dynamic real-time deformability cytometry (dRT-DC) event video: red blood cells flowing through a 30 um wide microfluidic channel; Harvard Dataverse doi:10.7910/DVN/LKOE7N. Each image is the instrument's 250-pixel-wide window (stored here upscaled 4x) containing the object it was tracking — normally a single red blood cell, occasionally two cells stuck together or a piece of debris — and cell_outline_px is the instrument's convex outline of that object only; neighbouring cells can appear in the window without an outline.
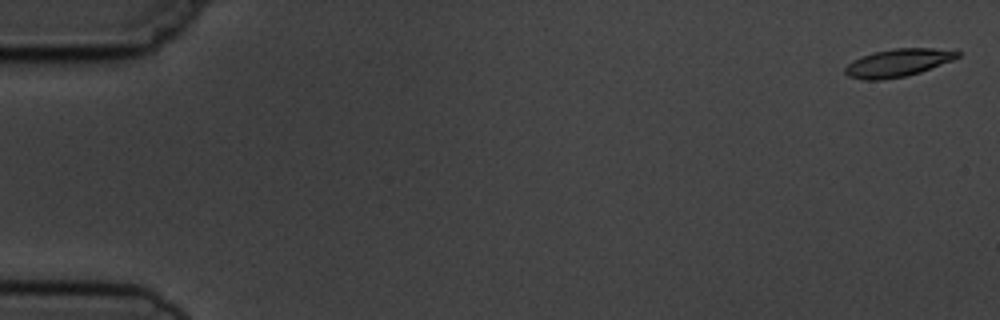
{"species": "common noctule bat (a hibernating species)", "species_latin": "Nyctalus noctula", "temperature_condition": "cold", "stored_images_in_passage": 5, "camera_frame_rate_fps": 3000, "um_per_image_px": 0.085, "animal": {"sex": "male", "body_mass_g": 19.5, "forearm_length_mm": 54.6}, "frame": {"image": 1, "passage_image": 1, "time_ms": 0.0, "image_size_px": [1000, 320], "cell_outline_px": [[960, 56], [952, 60], [920, 72], [904, 76], [880, 80], [864, 80], [848, 76], [844, 72], [844, 68], [852, 60], [860, 56], [872, 52], [896, 48], [956, 48], [960, 52]], "centroid_in_image_um": [76.35, 5.31], "position_along_channel_um": 8.7, "area_um2": 18.44}}
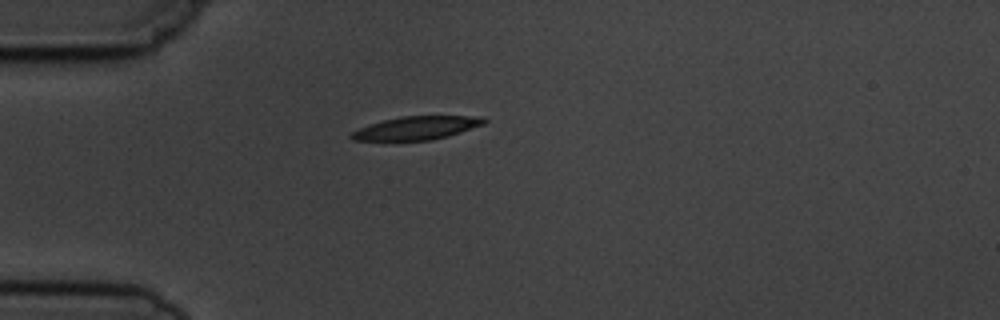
{"frame": {"image": 2, "passage_image": 5, "time_ms": 4.667, "image_size_px": [1000, 320], "cell_outline_px": [[488, 120], [484, 124], [448, 136], [432, 140], [352, 140], [348, 136], [352, 132], [360, 128], [384, 120], [400, 116], [484, 116]], "centroid_in_image_um": [35.45, 10.87], "position_along_channel_um": 49.5, "area_um2": 17.86}}